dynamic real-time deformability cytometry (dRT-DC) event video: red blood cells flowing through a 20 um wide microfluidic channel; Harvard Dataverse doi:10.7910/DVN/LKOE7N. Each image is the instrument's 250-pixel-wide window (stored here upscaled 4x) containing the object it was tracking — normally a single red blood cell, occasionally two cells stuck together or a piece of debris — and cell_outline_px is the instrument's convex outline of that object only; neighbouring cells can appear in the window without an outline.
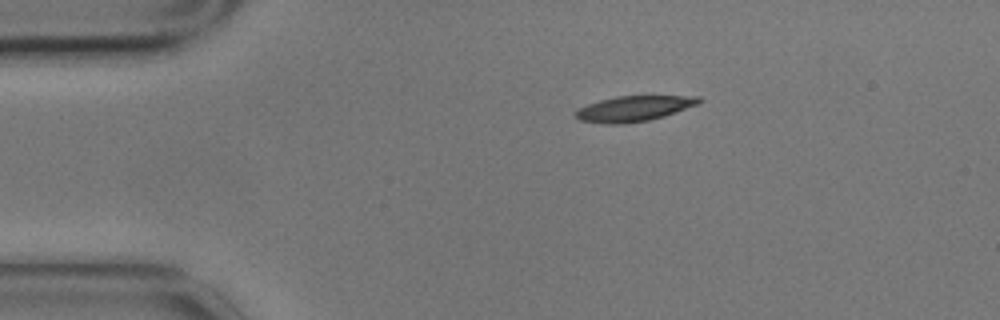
{"species": "common noctule bat (a hibernating species)", "species_latin": "Nyctalus noctula", "temperature_condition": "cold", "stored_images_in_passage": 9, "camera_frame_rate_fps": 3000, "um_per_image_px": 0.085, "animal": {"sex": "male", "body_mass_g": 17.9}, "frame": {"image": 1, "passage_image": 1, "time_ms": 0.0, "image_size_px": [1000, 320], "cell_outline_px": [[704, 100], [700, 104], [664, 116], [648, 120], [624, 124], [604, 124], [580, 120], [576, 116], [576, 108], [600, 100], [616, 96], [700, 96]], "centroid_in_image_um": [53.91, 9.23], "position_along_channel_um": 31.1, "area_um2": 18.38}}
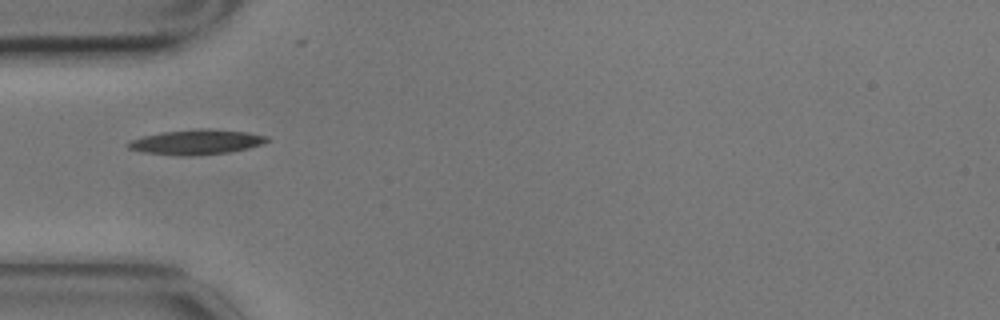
{"frame": {"image": 2, "passage_image": 3, "time_ms": 0.667, "image_size_px": [1000, 320], "cell_outline_px": [[272, 140], [264, 144], [248, 148], [228, 152], [188, 156], [184, 156], [144, 152], [128, 148], [124, 144], [128, 140], [160, 132], [196, 128], [208, 128], [248, 132], [268, 136]], "centroid_in_image_um": [16.71, 12.06], "position_along_channel_um": 68.3, "area_um2": 20.46}}